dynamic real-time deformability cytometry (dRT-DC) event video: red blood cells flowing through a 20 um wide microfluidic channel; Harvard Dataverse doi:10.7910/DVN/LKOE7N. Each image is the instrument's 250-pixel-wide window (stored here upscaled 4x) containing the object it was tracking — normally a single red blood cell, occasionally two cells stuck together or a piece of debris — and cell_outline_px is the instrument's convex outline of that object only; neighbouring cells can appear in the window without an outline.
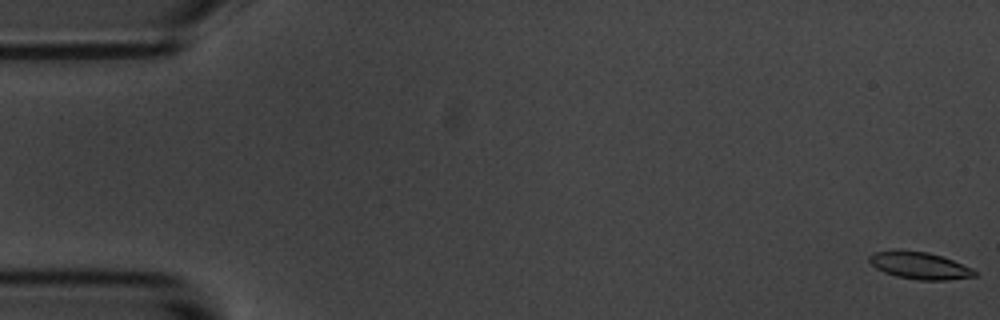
{"species": "common noctule bat (a hibernating species)", "species_latin": "Nyctalus noctula", "temperature_condition": "room temperature", "stored_images_in_passage": 7, "camera_frame_rate_fps": 3000, "um_per_image_px": 0.085, "animal": {"sex": "male", "body_mass_g": 20.1, "forearm_length_mm": 53.5}, "frame": {"image": 1, "passage_image": 1, "time_ms": 0.0, "image_size_px": [1000, 320], "cell_outline_px": [[976, 276], [948, 280], [916, 280], [896, 276], [884, 272], [876, 268], [868, 260], [868, 256], [872, 252], [896, 248], [928, 252], [952, 260], [972, 268], [976, 272]], "centroid_in_image_um": [78.1, 22.55], "position_along_channel_um": 6.9, "area_um2": 16.94}}